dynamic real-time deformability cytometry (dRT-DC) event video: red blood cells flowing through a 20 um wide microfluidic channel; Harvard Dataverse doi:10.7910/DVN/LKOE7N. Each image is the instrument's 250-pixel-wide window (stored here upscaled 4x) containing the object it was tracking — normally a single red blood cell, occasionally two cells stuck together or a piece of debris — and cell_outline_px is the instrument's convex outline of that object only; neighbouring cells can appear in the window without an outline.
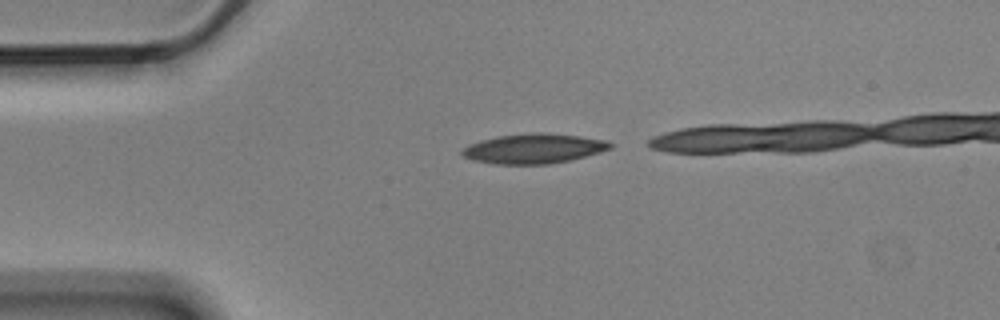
{"species": "Egyptian fruit bat (a non-hibernating species)", "species_latin": "Rousettus aegyptiacus", "temperature_condition": "cold", "stored_images_in_passage": 3, "camera_frame_rate_fps": 3000, "um_per_image_px": 0.085, "animal": {"sex": "male"}, "frame": {"image": 1, "passage_image": 1, "time_ms": 0.0, "image_size_px": [1000, 320], "cell_outline_px": [[616, 144], [612, 148], [600, 152], [572, 160], [548, 164], [492, 164], [472, 160], [460, 156], [460, 152], [468, 144], [480, 140], [496, 136], [532, 132], [544, 132], [580, 136], [608, 140]], "centroid_in_image_um": [45.37, 12.62], "position_along_channel_um": 39.6, "area_um2": 26.24}}